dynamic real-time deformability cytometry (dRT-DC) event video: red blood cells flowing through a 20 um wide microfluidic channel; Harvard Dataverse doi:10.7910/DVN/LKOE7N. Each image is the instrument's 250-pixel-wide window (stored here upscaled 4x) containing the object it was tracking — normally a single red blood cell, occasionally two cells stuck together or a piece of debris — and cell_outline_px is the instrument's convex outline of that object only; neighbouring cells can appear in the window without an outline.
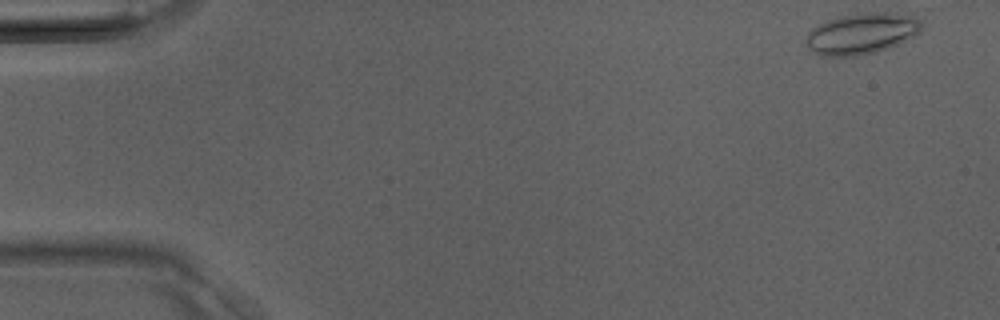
{"species": "Egyptian fruit bat (a non-hibernating species)", "species_latin": "Rousettus aegyptiacus", "temperature_condition": "room temperature", "stored_images_in_passage": 38, "camera_frame_rate_fps": 3000, "um_per_image_px": 0.085, "animal": {"sex": "male"}, "frame": {"image": 1, "passage_image": 1, "time_ms": 0.0, "image_size_px": [1000, 320], "cell_outline_px": [[924, 24], [920, 32], [896, 44], [876, 52], [856, 56], [820, 56], [812, 52], [808, 48], [804, 40], [808, 32], [816, 24], [840, 16], [868, 12], [888, 12], [916, 16]], "centroid_in_image_um": [73.2, 2.85], "position_along_channel_um": 11.8, "area_um2": 27.86}}
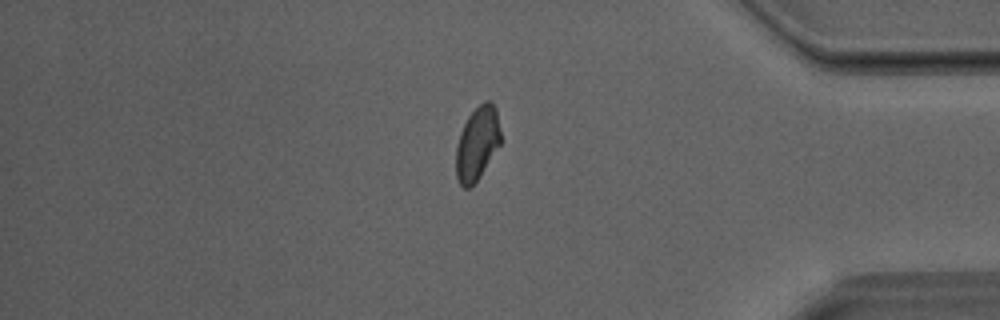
{"frame": {"image": 2, "passage_image": 32, "time_ms": 10.333, "image_size_px": [1000, 320], "cell_outline_px": [[500, 144], [480, 176], [468, 188], [464, 188], [460, 184], [456, 176], [456, 148], [460, 132], [468, 116], [484, 100], [492, 100], [496, 108], [500, 132]], "centroid_in_image_um": [40.56, 12.16], "position_along_channel_um": 394.6, "area_um2": 18.96}}
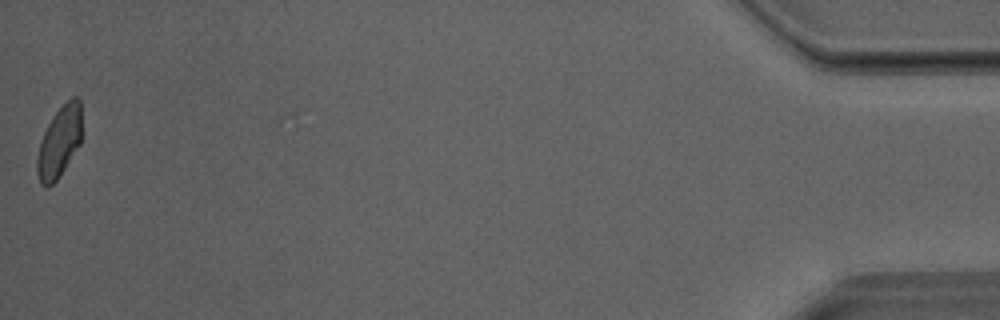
{"frame": {"image": 3, "passage_image": 38, "time_ms": 12.333, "image_size_px": [1000, 320], "cell_outline_px": [[80, 144], [56, 180], [48, 188], [40, 184], [36, 172], [36, 160], [40, 140], [48, 124], [56, 112], [72, 96], [76, 96], [80, 100]], "centroid_in_image_um": [5.01, 12.09], "position_along_channel_um": 430.2, "area_um2": 18.21}}